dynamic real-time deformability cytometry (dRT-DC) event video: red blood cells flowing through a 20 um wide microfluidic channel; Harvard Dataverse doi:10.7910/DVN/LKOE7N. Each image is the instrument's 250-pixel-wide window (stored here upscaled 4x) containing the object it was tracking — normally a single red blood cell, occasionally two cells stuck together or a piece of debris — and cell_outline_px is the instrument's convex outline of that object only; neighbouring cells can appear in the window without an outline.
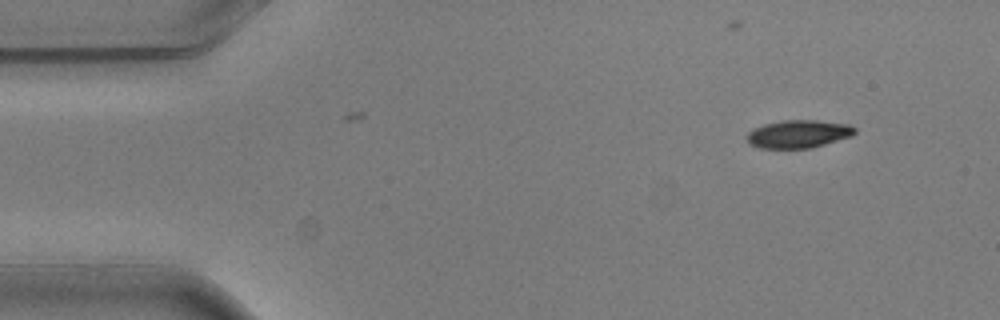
{"species": "common noctule bat (a hibernating species)", "species_latin": "Nyctalus noctula", "temperature_condition": "warm", "stored_images_in_passage": 5, "camera_frame_rate_fps": 3000, "um_per_image_px": 0.085, "animal": {"sex": "male", "body_mass_g": 20.5, "forearm_length_mm": 52.5}, "frame": {"image": 1, "passage_image": 1, "time_ms": 0.0, "image_size_px": [1000, 320], "cell_outline_px": [[856, 132], [852, 136], [812, 148], [760, 148], [748, 144], [744, 136], [752, 128], [764, 124], [780, 120], [816, 120], [848, 124], [856, 128]], "centroid_in_image_um": [67.82, 11.39], "position_along_channel_um": 17.2, "area_um2": 17.86}}
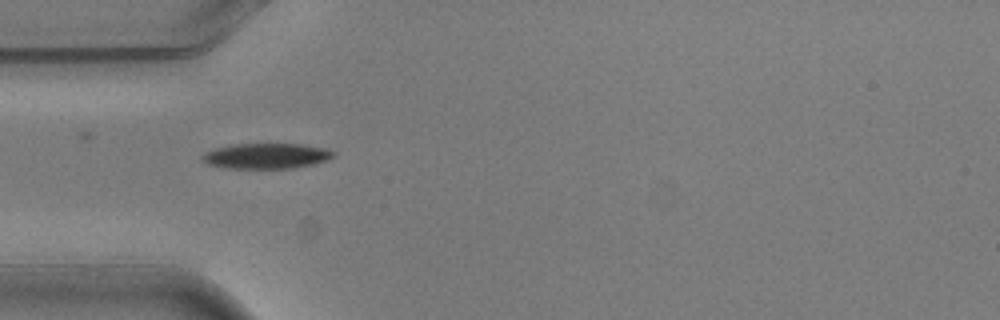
{"frame": {"image": 2, "passage_image": 4, "time_ms": 1.0, "image_size_px": [1000, 320], "cell_outline_px": [[336, 156], [328, 160], [312, 164], [292, 168], [224, 168], [208, 164], [200, 160], [200, 156], [204, 152], [212, 148], [228, 144], [300, 144], [328, 148], [336, 152]], "centroid_in_image_um": [22.61, 13.24], "position_along_channel_um": 62.4, "area_um2": 19.83}}
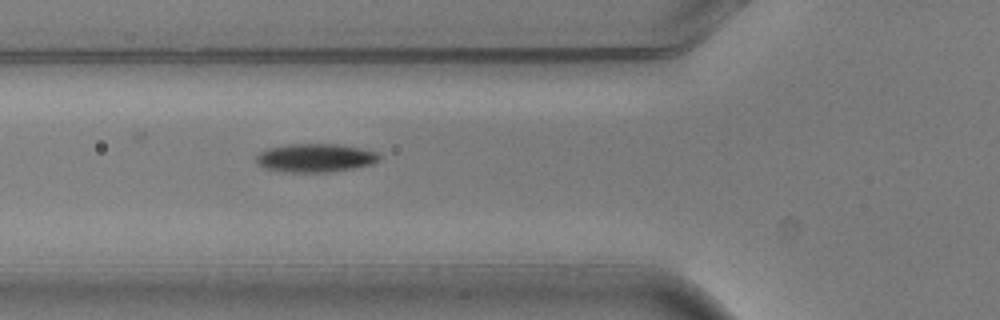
{"frame": {"image": 3, "passage_image": 5, "time_ms": 1.333, "image_size_px": [1000, 320], "cell_outline_px": [[380, 160], [372, 164], [352, 168], [328, 172], [292, 172], [264, 168], [256, 160], [256, 156], [260, 152], [268, 148], [288, 144], [336, 144], [360, 148], [376, 152], [380, 156]], "centroid_in_image_um": [26.81, 13.41], "position_along_channel_um": 99.0, "area_um2": 20.17}}